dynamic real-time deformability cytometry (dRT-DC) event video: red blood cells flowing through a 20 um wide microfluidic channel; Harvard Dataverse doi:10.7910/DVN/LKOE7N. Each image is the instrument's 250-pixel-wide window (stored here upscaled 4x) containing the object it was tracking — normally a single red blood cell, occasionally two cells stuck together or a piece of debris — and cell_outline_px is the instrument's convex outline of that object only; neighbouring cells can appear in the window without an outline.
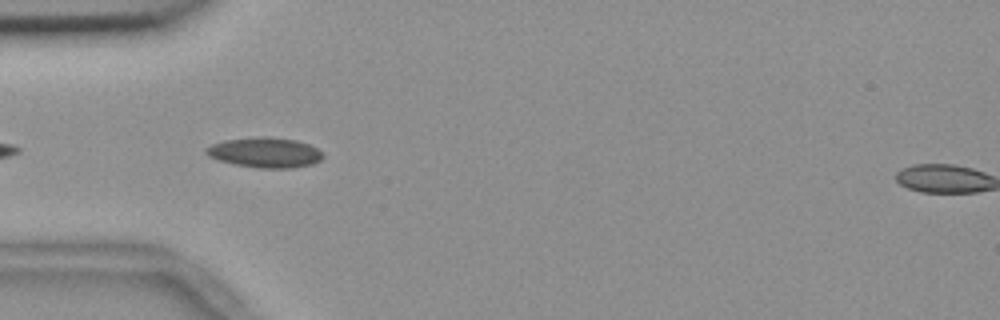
{"species": "common noctule bat (a hibernating species)", "species_latin": "Nyctalus noctula", "temperature_condition": "room temperature", "stored_images_in_passage": 15, "camera_frame_rate_fps": 3000, "um_per_image_px": 0.085, "animal": {"sex": "female", "body_mass_g": 18.4}, "frame": {"image": 1, "passage_image": 3, "time_ms": 0.667, "image_size_px": [1000, 320], "cell_outline_px": [[324, 156], [320, 160], [312, 164], [292, 168], [256, 168], [236, 164], [220, 160], [208, 156], [204, 152], [204, 148], [212, 144], [224, 140], [264, 136], [268, 136], [296, 140], [308, 144], [324, 152]], "centroid_in_image_um": [22.53, 12.96], "position_along_channel_um": 62.5, "area_um2": 20.58}}